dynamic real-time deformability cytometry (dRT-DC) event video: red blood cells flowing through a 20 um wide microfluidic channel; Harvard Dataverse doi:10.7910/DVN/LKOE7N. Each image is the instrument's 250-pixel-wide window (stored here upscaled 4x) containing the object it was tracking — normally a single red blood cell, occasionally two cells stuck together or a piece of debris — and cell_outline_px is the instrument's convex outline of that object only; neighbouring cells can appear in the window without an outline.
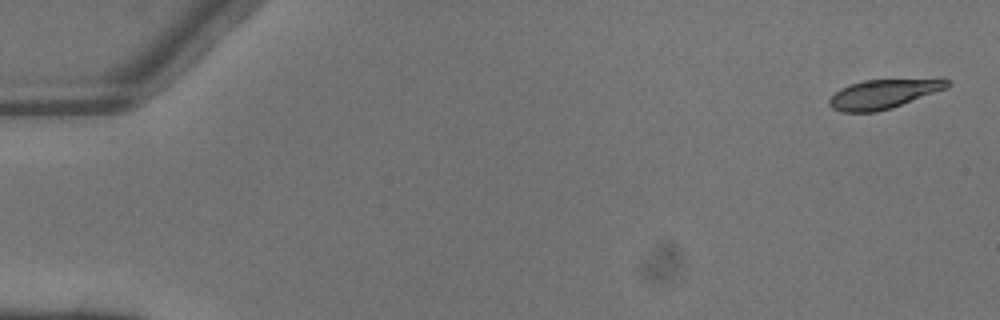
{"species": "common noctule bat (a hibernating species)", "species_latin": "Nyctalus noctula", "temperature_condition": "warm", "stored_images_in_passage": 4, "camera_frame_rate_fps": 3000, "um_per_image_px": 0.085, "animal": {"sex": "male", "body_mass_g": 13.3}, "frame": {"image": 1, "passage_image": 1, "time_ms": 0.0, "image_size_px": [1000, 320], "cell_outline_px": [[952, 84], [948, 88], [892, 108], [876, 112], [844, 112], [832, 108], [828, 104], [828, 100], [840, 88], [864, 80], [940, 76], [944, 76], [952, 80]], "centroid_in_image_um": [75.27, 7.93], "position_along_channel_um": 9.7, "area_um2": 21.1}}
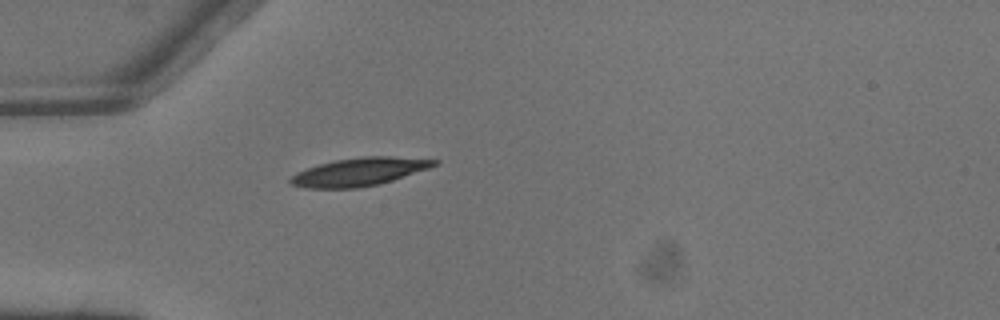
{"frame": {"image": 2, "passage_image": 4, "time_ms": 1.0, "image_size_px": [1000, 320], "cell_outline_px": [[440, 164], [380, 184], [360, 188], [304, 188], [292, 184], [288, 180], [296, 172], [320, 164], [336, 160], [364, 156], [392, 156], [440, 160]], "centroid_in_image_um": [30.55, 14.6], "position_along_channel_um": 54.4, "area_um2": 23.41}}